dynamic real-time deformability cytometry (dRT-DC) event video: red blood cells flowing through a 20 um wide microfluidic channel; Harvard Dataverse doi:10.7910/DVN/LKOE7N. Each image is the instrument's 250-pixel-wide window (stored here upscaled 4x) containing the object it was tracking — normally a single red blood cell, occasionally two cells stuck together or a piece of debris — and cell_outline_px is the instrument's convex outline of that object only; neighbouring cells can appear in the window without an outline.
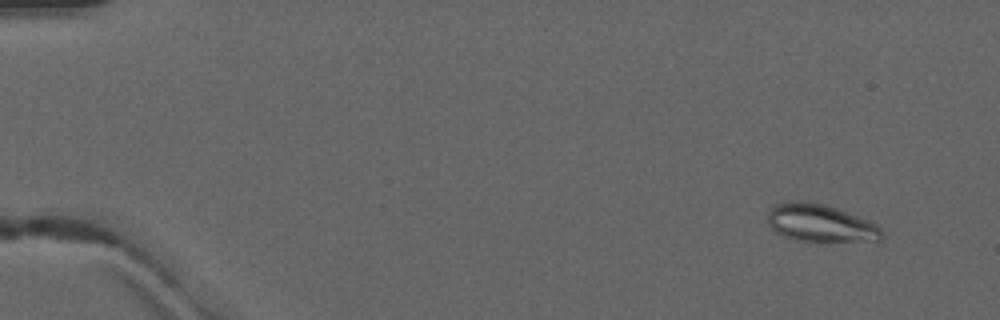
{"species": "common noctule bat (a hibernating species)", "species_latin": "Nyctalus noctula", "temperature_condition": "warm", "stored_images_in_passage": 6, "camera_frame_rate_fps": 3000, "um_per_image_px": 0.085, "animal": {"sex": "male", "forearm_length_mm": 52.5}, "frame": {"image": 1, "passage_image": 2, "time_ms": 1.0, "image_size_px": [1000, 320], "cell_outline_px": [[884, 236], [880, 240], [816, 244], [796, 240], [784, 236], [776, 232], [768, 224], [768, 212], [776, 204], [792, 200], [804, 200], [824, 204], [836, 208], [868, 220], [876, 224], [884, 232]], "centroid_in_image_um": [69.75, 19.01], "position_along_channel_um": 15.2, "area_um2": 25.84}}